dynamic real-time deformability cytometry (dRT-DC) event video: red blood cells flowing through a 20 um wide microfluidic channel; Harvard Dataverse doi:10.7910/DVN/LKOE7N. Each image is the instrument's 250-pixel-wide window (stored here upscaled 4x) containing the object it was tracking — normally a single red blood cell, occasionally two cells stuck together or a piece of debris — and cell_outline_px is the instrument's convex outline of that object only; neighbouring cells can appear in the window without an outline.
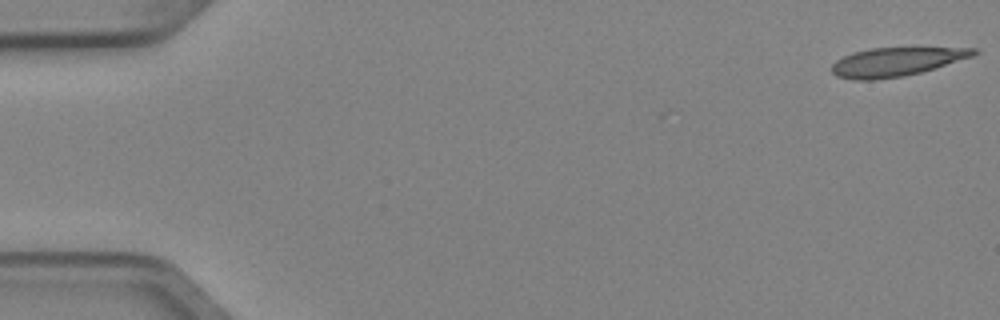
{"species": "Egyptian fruit bat (a non-hibernating species)", "species_latin": "Rousettus aegyptiacus", "temperature_condition": "cold", "stored_images_in_passage": 4, "camera_frame_rate_fps": 3000, "um_per_image_px": 0.085, "animal": {"sex": "female"}, "frame": {"image": 1, "passage_image": 1, "time_ms": 0.0, "image_size_px": [1000, 320], "cell_outline_px": [[980, 52], [972, 56], [920, 72], [904, 76], [872, 80], [856, 80], [836, 76], [832, 72], [832, 64], [836, 60], [852, 52], [868, 48], [980, 48]], "centroid_in_image_um": [76.14, 5.25], "position_along_channel_um": 8.9, "area_um2": 23.52}}